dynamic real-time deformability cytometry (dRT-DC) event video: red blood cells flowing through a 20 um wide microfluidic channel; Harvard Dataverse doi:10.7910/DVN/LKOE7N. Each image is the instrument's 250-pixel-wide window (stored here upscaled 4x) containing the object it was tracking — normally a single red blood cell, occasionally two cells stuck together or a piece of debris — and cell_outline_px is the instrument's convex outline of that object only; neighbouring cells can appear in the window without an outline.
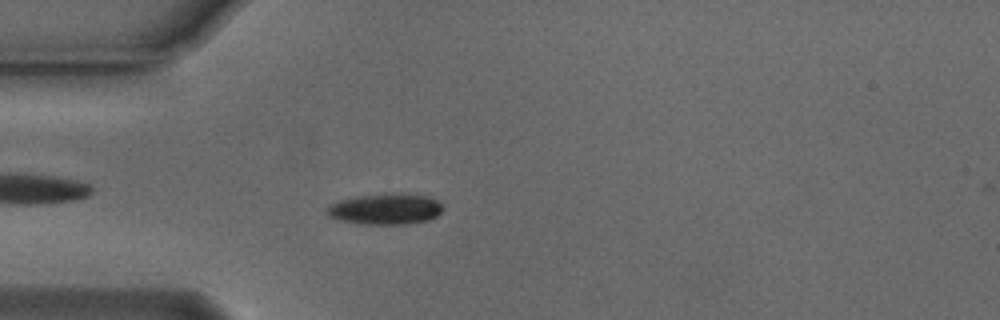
{"species": "Egyptian fruit bat (a non-hibernating species)", "species_latin": "Rousettus aegyptiacus", "temperature_condition": "cold", "stored_images_in_passage": 50, "camera_frame_rate_fps": 3000, "um_per_image_px": 0.085, "animal": {"sex": "male"}, "frame": {"image": 1, "passage_image": 10, "time_ms": 3.0, "image_size_px": [1000, 320], "cell_outline_px": [[444, 208], [436, 216], [428, 220], [408, 224], [364, 224], [340, 220], [328, 216], [324, 212], [324, 208], [328, 204], [340, 200], [356, 196], [400, 192], [428, 196], [444, 204]], "centroid_in_image_um": [32.75, 17.75], "position_along_channel_um": 52.3, "area_um2": 21.33}}
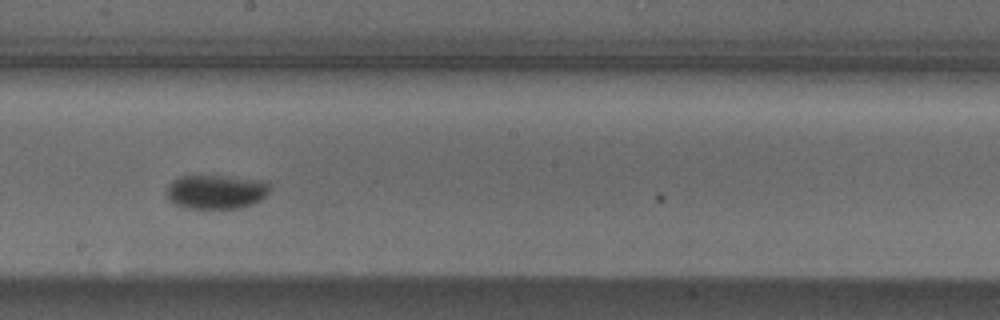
{"frame": {"image": 2, "passage_image": 25, "time_ms": 8.0, "image_size_px": [1000, 320], "cell_outline_px": [[272, 188], [260, 200], [252, 204], [240, 208], [184, 208], [168, 200], [164, 192], [172, 180], [180, 176], [220, 176], [268, 180], [272, 184]], "centroid_in_image_um": [18.38, 16.29], "position_along_channel_um": 229.8, "area_um2": 20.87}}
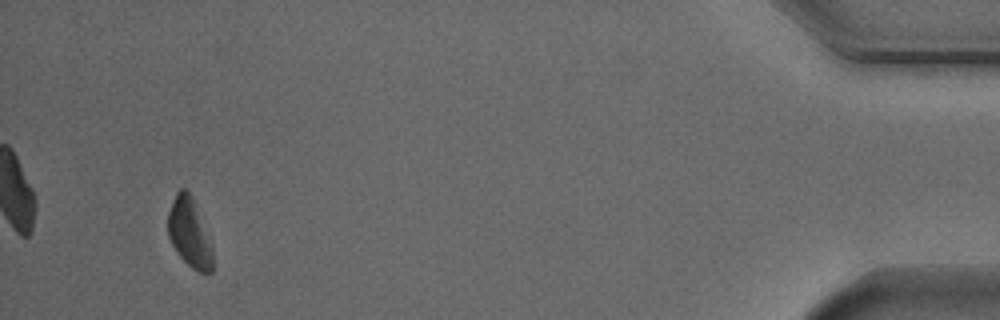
{"frame": {"image": 3, "passage_image": 47, "time_ms": 15.333, "image_size_px": [1000, 320], "cell_outline_px": [[212, 272], [200, 272], [192, 268], [176, 252], [168, 236], [168, 212], [172, 200], [176, 192], [180, 188], [188, 188], [192, 196], [212, 240]], "centroid_in_image_um": [16.11, 19.74], "position_along_channel_um": 419.1, "area_um2": 18.32}, "authors_computed_cell_mechanics": {"area_um2": 19.6231, "velocity_mm_per_s": 3.6841, "shape_relaxation_time_tau1_ms": 2.3868, "shape_relaxation_time_tau2_ms": 2.668, "deformation_change_tau1": 0.101, "deformation_change_tau2": 0.0435}}